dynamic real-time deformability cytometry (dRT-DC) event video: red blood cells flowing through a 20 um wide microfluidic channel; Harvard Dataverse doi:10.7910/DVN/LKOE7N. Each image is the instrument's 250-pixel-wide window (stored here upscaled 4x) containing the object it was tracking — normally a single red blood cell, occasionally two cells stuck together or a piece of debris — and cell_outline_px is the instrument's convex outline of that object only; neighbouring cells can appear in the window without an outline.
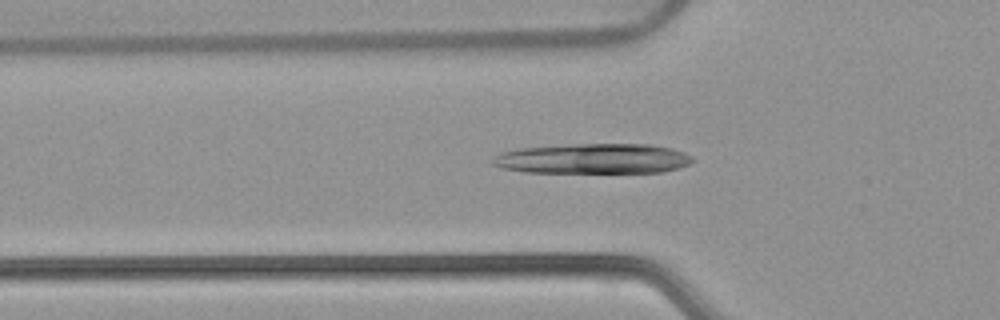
{"species": "common noctule bat (a hibernating species)", "species_latin": "Nyctalus noctula", "temperature_condition": "warm", "stored_images_in_passage": 37, "camera_frame_rate_fps": 3000, "um_per_image_px": 0.085, "animal": {"sex": "female", "body_mass_g": 22.7, "forearm_length_mm": 54.2}, "frame": {"image": 1, "passage_image": 6, "time_ms": 1.667, "image_size_px": [1000, 320], "cell_outline_px": [[692, 160], [688, 164], [680, 168], [664, 172], [524, 172], [500, 168], [492, 164], [492, 156], [500, 152], [520, 148], [568, 144], [652, 144], [672, 148], [684, 152], [692, 156]], "centroid_in_image_um": [50.39, 13.48], "position_along_channel_um": 75.4, "area_um2": 35.37}}
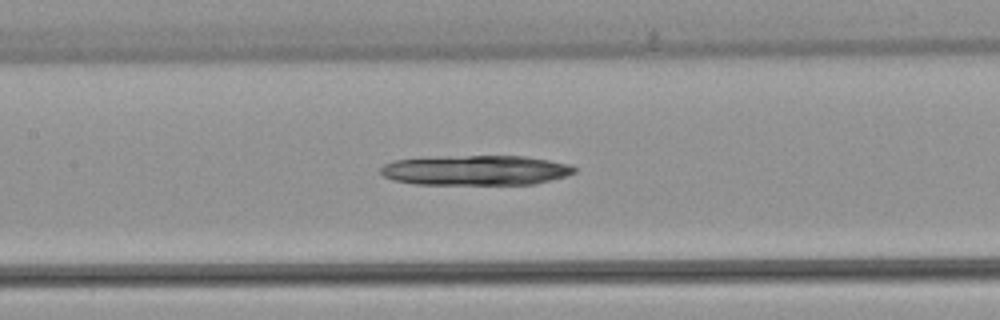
{"frame": {"image": 2, "passage_image": 13, "time_ms": 4.0, "image_size_px": [1000, 320], "cell_outline_px": [[576, 172], [568, 176], [552, 180], [532, 184], [416, 184], [392, 180], [384, 176], [380, 172], [380, 168], [384, 164], [396, 160], [448, 156], [524, 156], [572, 164], [576, 168]], "centroid_in_image_um": [40.48, 14.47], "position_along_channel_um": 166.9, "area_um2": 33.87}}
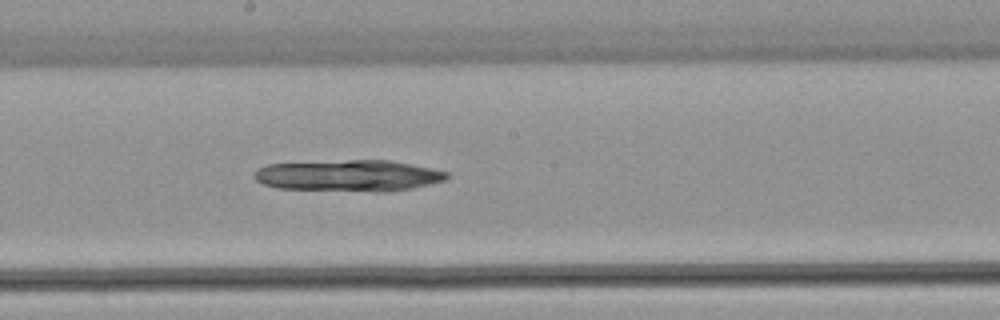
{"frame": {"image": 3, "passage_image": 17, "time_ms": 5.333, "image_size_px": [1000, 320], "cell_outline_px": [[448, 176], [444, 180], [412, 188], [388, 192], [376, 192], [276, 188], [264, 184], [256, 180], [252, 176], [256, 168], [268, 164], [348, 160], [392, 160], [432, 168], [448, 172]], "centroid_in_image_um": [29.62, 14.93], "position_along_channel_um": 218.6, "area_um2": 35.43}}